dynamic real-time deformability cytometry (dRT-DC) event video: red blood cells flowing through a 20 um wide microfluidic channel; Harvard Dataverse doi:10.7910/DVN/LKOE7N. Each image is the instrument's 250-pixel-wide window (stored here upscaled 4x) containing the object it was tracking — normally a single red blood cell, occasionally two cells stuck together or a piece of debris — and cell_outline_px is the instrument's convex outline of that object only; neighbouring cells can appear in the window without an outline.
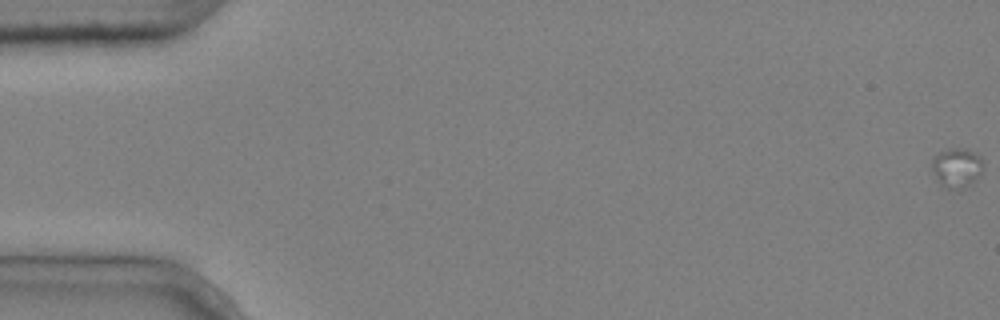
{"species": "common noctule bat (a hibernating species)", "species_latin": "Nyctalus noctula", "temperature_condition": "cold", "stored_images_in_passage": 3, "camera_frame_rate_fps": 3000, "um_per_image_px": 0.085, "animal": {"sex": "male", "body_mass_g": 20.4}, "frame": {"image": 1, "passage_image": 1, "time_ms": 0.0, "image_size_px": [1000, 320], "cell_outline_px": [[984, 164], [980, 172], [968, 184], [960, 188], [948, 188], [936, 176], [932, 168], [932, 156], [940, 152], [952, 148], [964, 148], [980, 156]], "centroid_in_image_um": [81.32, 14.19], "position_along_channel_um": 3.7, "area_um2": 11.16}}